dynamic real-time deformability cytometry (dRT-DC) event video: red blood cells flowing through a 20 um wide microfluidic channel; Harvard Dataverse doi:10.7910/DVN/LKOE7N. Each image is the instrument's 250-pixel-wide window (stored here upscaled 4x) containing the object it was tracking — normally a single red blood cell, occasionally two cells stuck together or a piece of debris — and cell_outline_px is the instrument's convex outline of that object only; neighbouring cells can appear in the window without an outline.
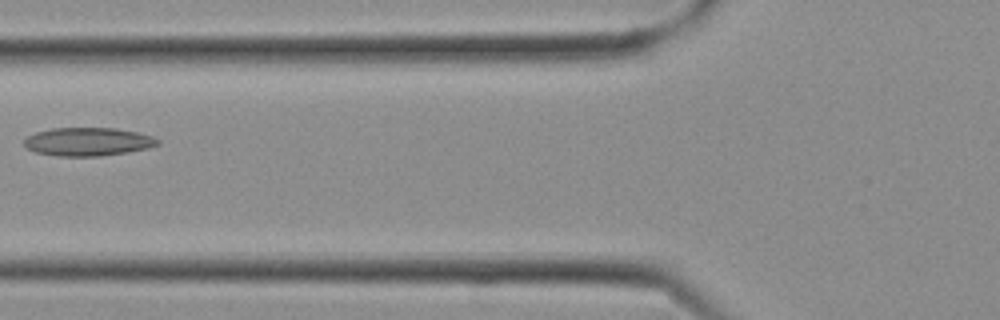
{"species": "Egyptian fruit bat (a non-hibernating species)", "species_latin": "Rousettus aegyptiacus", "temperature_condition": "cold", "stored_images_in_passage": 26, "camera_frame_rate_fps": 3000, "um_per_image_px": 0.085, "frame": {"image": 1, "passage_image": 10, "time_ms": 3.0, "image_size_px": [1000, 320], "cell_outline_px": [[160, 144], [148, 148], [128, 152], [100, 156], [56, 156], [36, 152], [28, 148], [24, 144], [24, 140], [28, 136], [36, 132], [52, 128], [116, 128], [136, 132], [152, 136], [160, 140]], "centroid_in_image_um": [7.49, 12.04], "position_along_channel_um": 118.3, "area_um2": 22.02}}
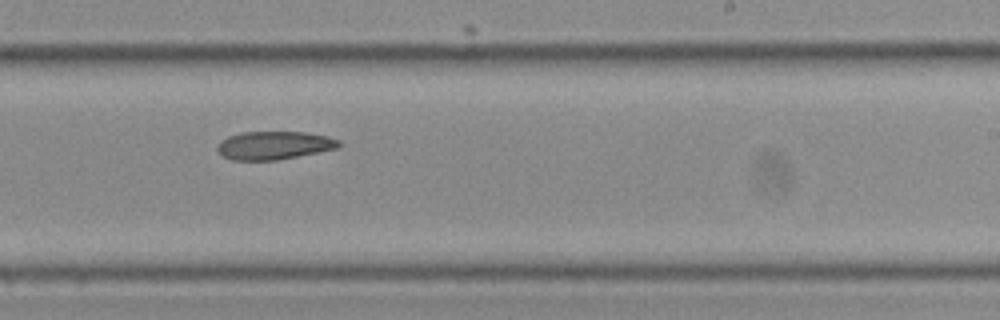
{"frame": {"image": 2, "passage_image": 16, "time_ms": 5.0, "image_size_px": [1000, 320], "cell_outline_px": [[340, 148], [276, 160], [232, 160], [224, 156], [216, 148], [216, 144], [220, 140], [228, 136], [240, 132], [304, 132], [328, 136], [340, 140]], "centroid_in_image_um": [23.29, 12.35], "position_along_channel_um": 265.7, "area_um2": 20.06}}
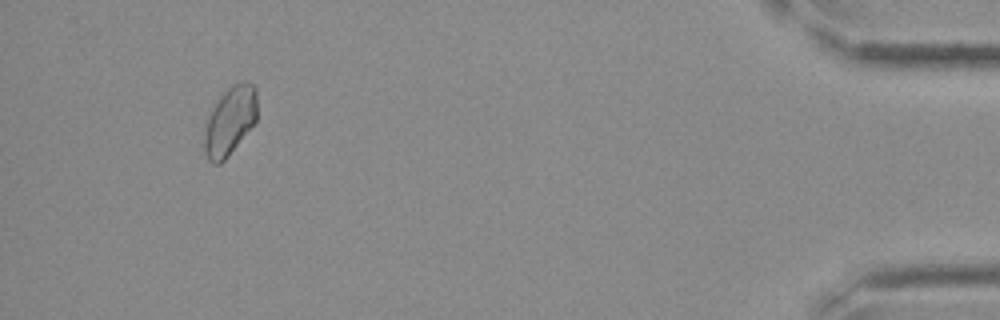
{"frame": {"image": 3, "passage_image": 25, "time_ms": 8.0, "image_size_px": [1000, 320], "cell_outline_px": [[256, 120], [228, 156], [220, 164], [212, 164], [208, 160], [204, 152], [204, 132], [208, 112], [212, 104], [232, 84], [240, 80], [244, 80], [256, 84]], "centroid_in_image_um": [19.51, 10.24], "position_along_channel_um": 415.7, "area_um2": 21.44}}